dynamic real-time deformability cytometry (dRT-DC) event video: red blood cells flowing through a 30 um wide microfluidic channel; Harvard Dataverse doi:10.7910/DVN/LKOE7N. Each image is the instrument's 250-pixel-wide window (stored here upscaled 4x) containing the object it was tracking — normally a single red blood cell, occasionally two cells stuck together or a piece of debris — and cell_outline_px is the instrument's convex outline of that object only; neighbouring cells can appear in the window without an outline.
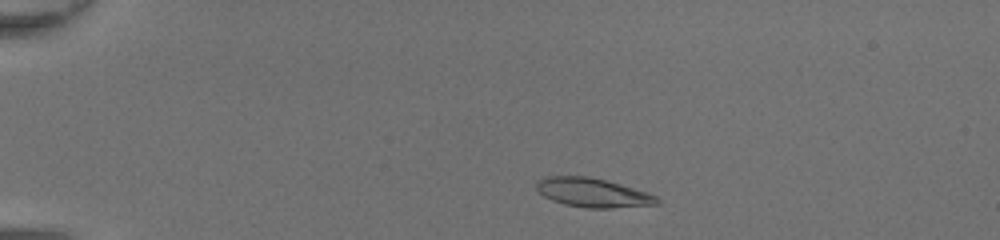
{"species": "common noctule bat (a hibernating species)", "species_latin": "Nyctalus noctula", "temperature_condition": "room temperature", "stored_images_in_passage": 41, "camera_frame_rate_fps": 3000, "um_per_image_px": 0.085, "animal": {"sex": "female", "body_mass_g": 20.0, "forearm_length_mm": 54.0}, "frame": {"image": 1, "passage_image": 4, "time_ms": 1.0, "image_size_px": [1000, 240], "cell_outline_px": [[660, 204], [612, 208], [588, 208], [564, 204], [552, 200], [544, 196], [536, 188], [536, 180], [544, 176], [588, 176], [620, 184], [648, 192], [656, 196], [660, 200]], "centroid_in_image_um": [50.38, 16.37], "position_along_channel_um": 34.6, "area_um2": 20.46}}
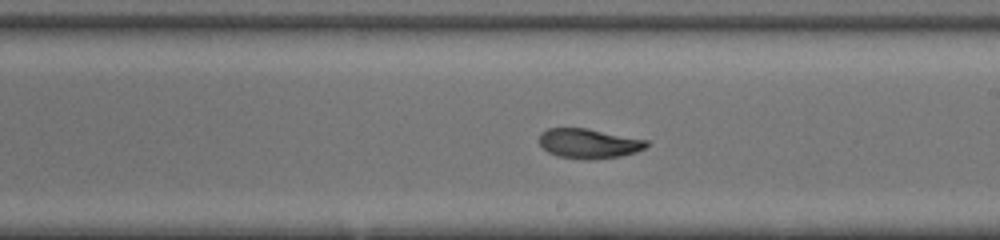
{"frame": {"image": 2, "passage_image": 23, "time_ms": 7.333, "image_size_px": [1000, 240], "cell_outline_px": [[648, 144], [644, 148], [636, 152], [620, 156], [588, 160], [556, 156], [548, 152], [540, 144], [540, 132], [548, 128], [588, 128], [648, 140]], "centroid_in_image_um": [50.04, 12.19], "position_along_channel_um": 239.0, "area_um2": 18.61}}
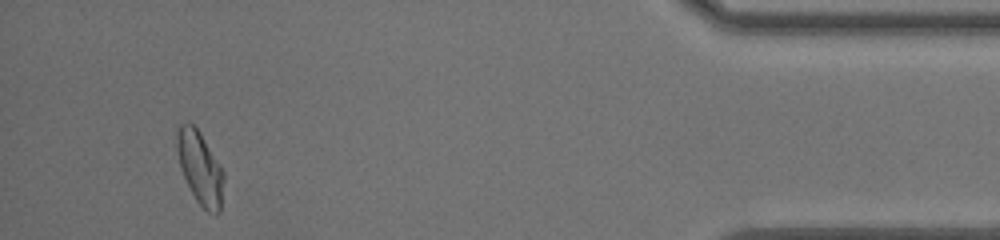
{"frame": {"image": 3, "passage_image": 39, "time_ms": 12.667, "image_size_px": [1000, 240], "cell_outline_px": [[224, 180], [220, 212], [216, 216], [208, 212], [196, 200], [180, 168], [176, 148], [176, 132], [180, 124], [192, 124], [200, 132], [224, 172]], "centroid_in_image_um": [17.01, 14.29], "position_along_channel_um": 418.2, "area_um2": 19.71}, "authors_computed_cell_mechanics": {"area_um2": 19.5364, "velocity_mm_per_s": 4.4079, "shape_relaxation_time_tau1_ms": 4.5928, "shape_relaxation_time_tau2_ms": 1.3792, "deformation_change_tau1": 0.2056, "deformation_change_tau2": 0.0639}}